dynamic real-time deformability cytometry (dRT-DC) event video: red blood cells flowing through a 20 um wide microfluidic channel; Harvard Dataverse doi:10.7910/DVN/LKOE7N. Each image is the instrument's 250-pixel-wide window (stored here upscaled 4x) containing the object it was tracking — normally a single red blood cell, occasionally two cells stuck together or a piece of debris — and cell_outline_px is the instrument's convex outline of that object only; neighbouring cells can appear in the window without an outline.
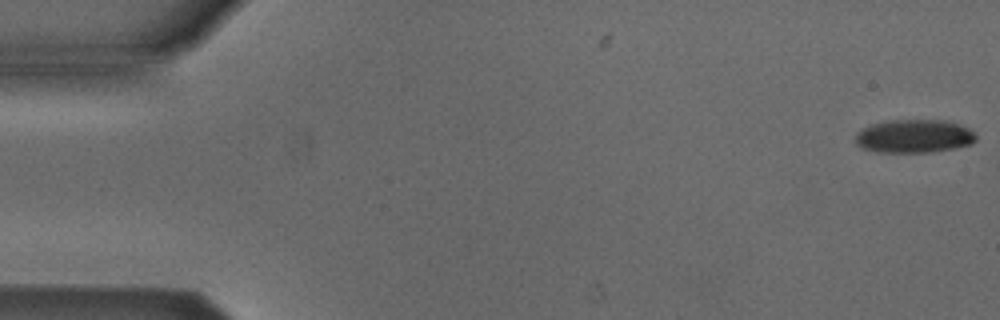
{"species": "Egyptian fruit bat (a non-hibernating species)", "species_latin": "Rousettus aegyptiacus", "temperature_condition": "cold", "stored_images_in_passage": 3, "camera_frame_rate_fps": 3000, "um_per_image_px": 0.085, "animal": {"sex": "male"}, "frame": {"image": 1, "passage_image": 3, "time_ms": 0.667, "image_size_px": [1000, 320], "cell_outline_px": [[976, 140], [972, 144], [956, 148], [928, 152], [876, 152], [864, 148], [856, 144], [856, 132], [872, 124], [892, 120], [944, 120], [960, 124], [968, 128], [976, 136]], "centroid_in_image_um": [77.71, 11.58], "position_along_channel_um": 7.3, "area_um2": 23.35}}